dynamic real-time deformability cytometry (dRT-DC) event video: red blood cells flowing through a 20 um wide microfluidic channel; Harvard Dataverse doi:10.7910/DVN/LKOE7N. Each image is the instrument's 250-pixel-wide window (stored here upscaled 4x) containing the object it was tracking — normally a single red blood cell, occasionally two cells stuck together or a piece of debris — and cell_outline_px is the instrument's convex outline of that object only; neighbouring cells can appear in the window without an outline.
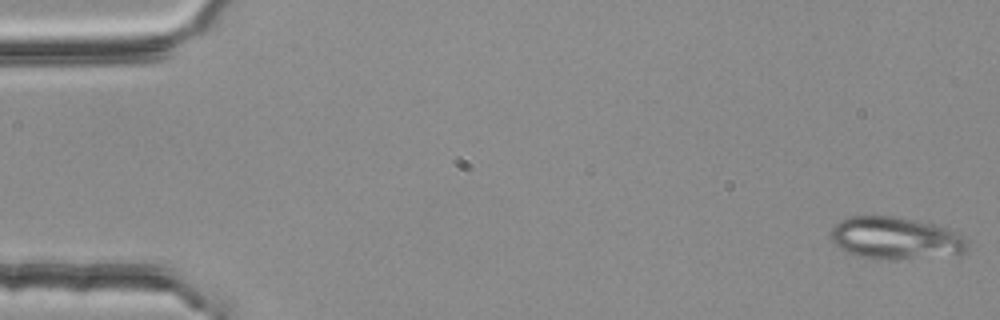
{"species": "common noctule bat (a hibernating species)", "species_latin": "Nyctalus noctula", "temperature_condition": "room temperature", "stored_images_in_passage": 53, "camera_frame_rate_fps": 3000, "um_per_image_px": 0.085, "animal": {"sex": "female", "body_mass_g": 25.1}, "frame": {"image": 1, "passage_image": 1, "time_ms": 0.0, "image_size_px": [1000, 320], "cell_outline_px": [[968, 252], [888, 260], [872, 260], [856, 256], [844, 252], [832, 240], [832, 228], [840, 220], [852, 216], [892, 216], [916, 220], [936, 224], [948, 228], [956, 232], [968, 240]], "centroid_in_image_um": [76.1, 20.24], "position_along_channel_um": 8.9, "area_um2": 33.7}}
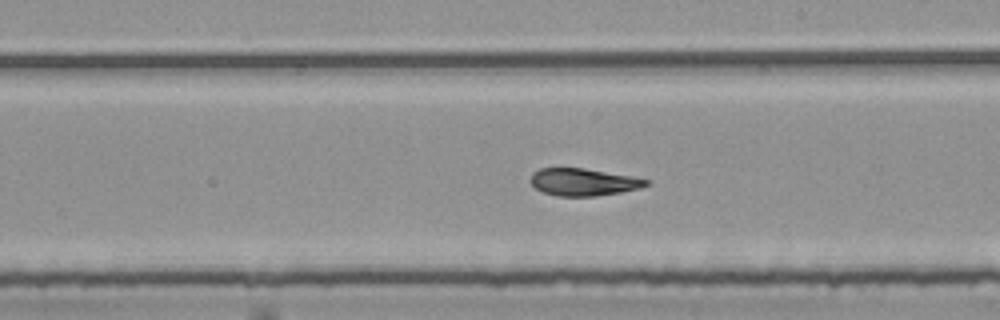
{"frame": {"image": 2, "passage_image": 31, "time_ms": 10.0, "image_size_px": [1000, 320], "cell_outline_px": [[648, 184], [640, 188], [620, 192], [596, 196], [556, 196], [544, 192], [536, 188], [528, 180], [532, 172], [540, 168], [584, 168], [628, 176], [648, 180]], "centroid_in_image_um": [49.51, 15.47], "position_along_channel_um": 239.5, "area_um2": 18.21}}
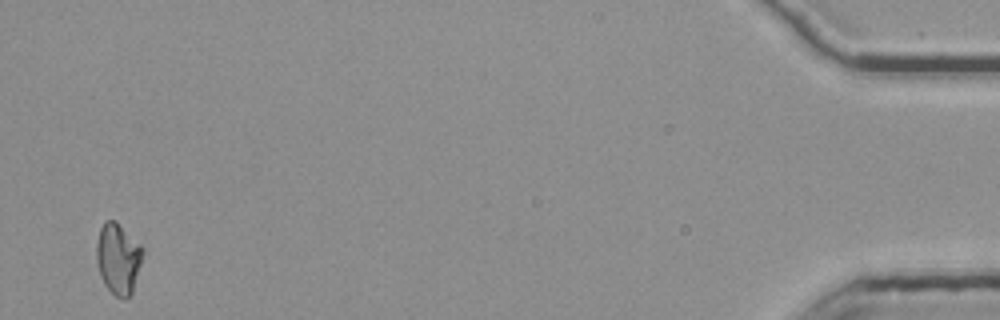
{"frame": {"image": 3, "passage_image": 53, "time_ms": 17.333, "image_size_px": [1000, 320], "cell_outline_px": [[144, 252], [132, 292], [124, 300], [116, 296], [104, 284], [100, 276], [96, 264], [96, 244], [100, 228], [104, 220], [116, 220], [144, 248]], "centroid_in_image_um": [10.03, 21.95], "position_along_channel_um": 425.2, "area_um2": 19.25}, "authors_computed_cell_mechanics": {"area_um2": 19.5942, "velocity_mm_per_s": 3.7708, "shape_relaxation_time_tau1_ms": 7.713, "shape_relaxation_time_tau2_ms": 2.1625, "deformation_change_tau1": 0.2005, "deformation_change_tau2": 0.0763}}